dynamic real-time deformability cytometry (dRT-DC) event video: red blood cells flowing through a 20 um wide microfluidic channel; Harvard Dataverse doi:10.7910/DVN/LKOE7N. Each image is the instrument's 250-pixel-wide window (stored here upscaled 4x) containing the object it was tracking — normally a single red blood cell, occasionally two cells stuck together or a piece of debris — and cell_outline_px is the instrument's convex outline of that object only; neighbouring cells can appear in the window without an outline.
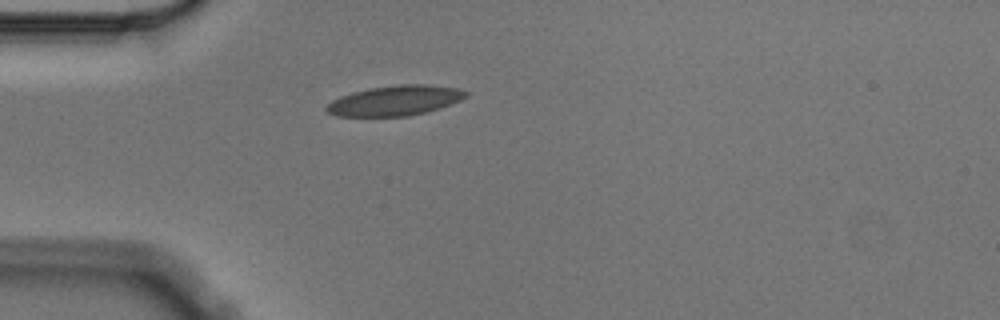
{"species": "Egyptian fruit bat (a non-hibernating species)", "species_latin": "Rousettus aegyptiacus", "temperature_condition": "cold", "stored_images_in_passage": 1, "camera_frame_rate_fps": 3000, "um_per_image_px": 0.085, "animal": {"sex": "male"}, "frame": {"image": 1, "passage_image": 1, "time_ms": 0.0, "image_size_px": [1000, 320], "cell_outline_px": [[468, 96], [460, 100], [440, 108], [408, 116], [336, 116], [328, 112], [324, 108], [332, 100], [340, 96], [352, 92], [372, 88], [400, 84], [428, 84], [460, 88], [468, 92]], "centroid_in_image_um": [33.6, 8.54], "position_along_channel_um": 51.4, "area_um2": 24.39}}